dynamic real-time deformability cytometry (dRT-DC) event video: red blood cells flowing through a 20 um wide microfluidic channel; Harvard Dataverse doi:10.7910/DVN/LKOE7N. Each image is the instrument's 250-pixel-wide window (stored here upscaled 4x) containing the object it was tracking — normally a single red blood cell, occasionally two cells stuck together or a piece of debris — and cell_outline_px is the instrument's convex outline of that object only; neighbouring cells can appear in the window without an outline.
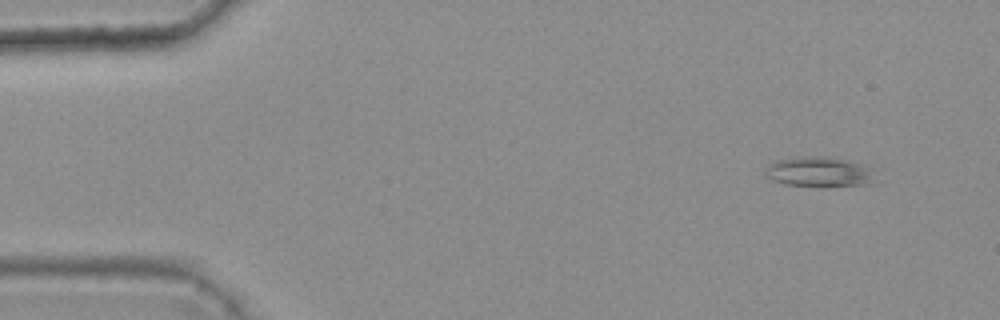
{"species": "common noctule bat (a hibernating species)", "species_latin": "Nyctalus noctula", "temperature_condition": "warm", "stored_images_in_passage": 4, "camera_frame_rate_fps": 3000, "um_per_image_px": 0.085, "animal": {"sex": "female", "body_mass_g": 25.1}, "frame": {"image": 1, "passage_image": 1, "time_ms": 0.0, "image_size_px": [1000, 320], "cell_outline_px": [[876, 184], [828, 188], [820, 188], [784, 184], [772, 180], [764, 176], [764, 168], [768, 164], [776, 160], [796, 156], [828, 156], [848, 160], [864, 164], [872, 168]], "centroid_in_image_um": [69.66, 14.64], "position_along_channel_um": 15.3, "area_um2": 20.52}}
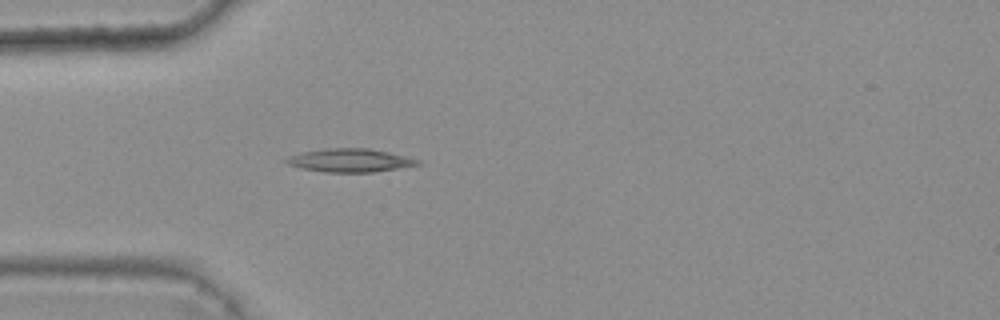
{"frame": {"image": 2, "passage_image": 4, "time_ms": 1.0, "image_size_px": [1000, 320], "cell_outline_px": [[420, 164], [372, 172], [324, 172], [300, 168], [288, 164], [284, 160], [288, 156], [300, 152], [328, 148], [368, 148], [388, 152], [420, 160]], "centroid_in_image_um": [29.68, 13.62], "position_along_channel_um": 55.3, "area_um2": 17.69}}